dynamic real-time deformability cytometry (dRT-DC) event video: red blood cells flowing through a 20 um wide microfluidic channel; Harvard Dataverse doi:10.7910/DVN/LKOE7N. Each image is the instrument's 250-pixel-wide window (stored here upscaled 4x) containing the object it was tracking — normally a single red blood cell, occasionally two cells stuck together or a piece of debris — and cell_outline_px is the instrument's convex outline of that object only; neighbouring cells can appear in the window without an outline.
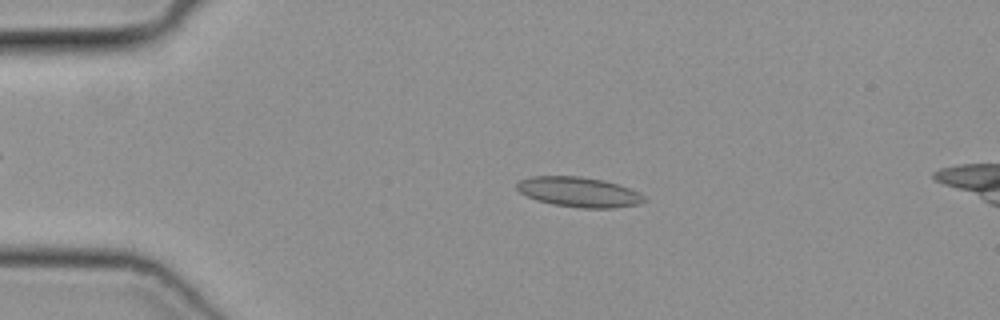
{"species": "common noctule bat (a hibernating species)", "species_latin": "Nyctalus noctula", "temperature_condition": "cold", "stored_images_in_passage": 48, "camera_frame_rate_fps": 3000, "um_per_image_px": 0.085, "animal": {"sex": "female", "body_mass_g": 19.3, "forearm_length_mm": 54.1}, "frame": {"image": 1, "passage_image": 10, "time_ms": 3.0, "image_size_px": [1000, 320], "cell_outline_px": [[648, 200], [640, 204], [612, 208], [580, 208], [552, 204], [536, 200], [520, 192], [516, 188], [516, 184], [520, 180], [532, 176], [580, 176], [604, 180], [640, 192]], "centroid_in_image_um": [49.22, 16.32], "position_along_channel_um": 35.8, "area_um2": 22.31}}
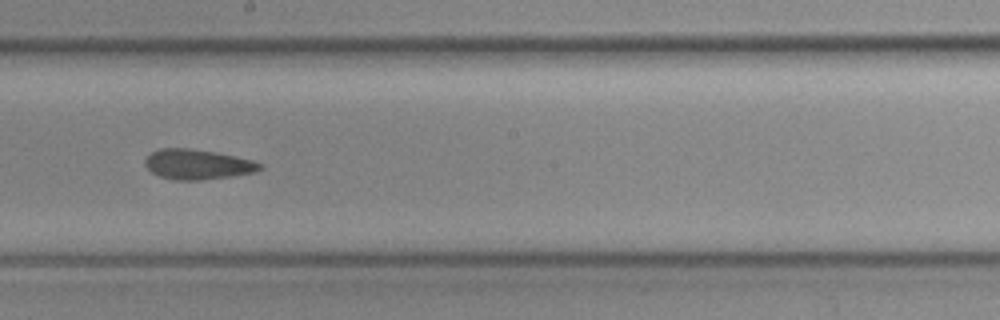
{"frame": {"image": 2, "passage_image": 27, "time_ms": 8.667, "image_size_px": [1000, 320], "cell_outline_px": [[264, 168], [256, 172], [232, 176], [200, 180], [176, 180], [160, 176], [152, 172], [144, 164], [144, 160], [152, 152], [160, 148], [188, 148], [216, 152], [252, 160], [264, 164]], "centroid_in_image_um": [16.82, 13.97], "position_along_channel_um": 231.4, "area_um2": 20.11}}
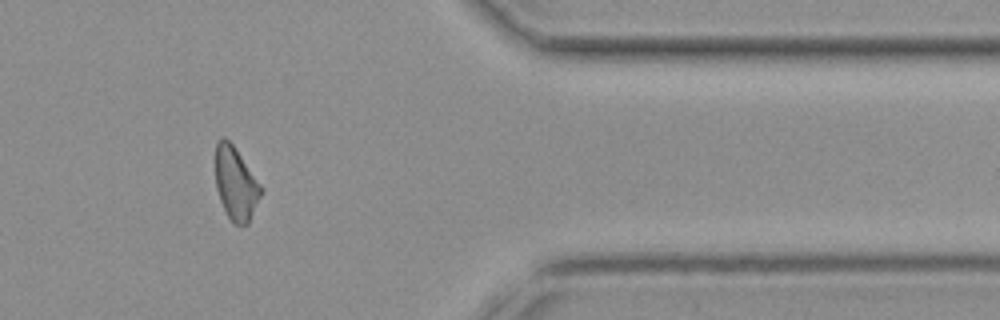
{"frame": {"image": 3, "passage_image": 40, "time_ms": 13.0, "image_size_px": [1000, 320], "cell_outline_px": [[264, 192], [248, 224], [236, 224], [228, 216], [220, 200], [216, 188], [216, 144], [220, 136], [224, 136], [232, 144], [264, 188]], "centroid_in_image_um": [20.07, 15.6], "position_along_channel_um": 391.3, "area_um2": 19.36}}